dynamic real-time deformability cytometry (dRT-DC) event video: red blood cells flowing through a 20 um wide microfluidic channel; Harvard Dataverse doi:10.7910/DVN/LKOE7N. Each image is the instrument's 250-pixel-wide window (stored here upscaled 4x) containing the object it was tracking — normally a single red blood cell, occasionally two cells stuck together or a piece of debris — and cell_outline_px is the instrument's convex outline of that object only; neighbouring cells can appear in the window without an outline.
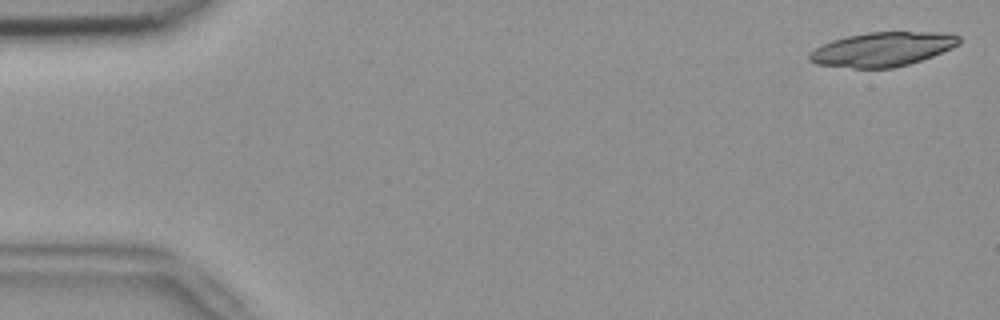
{"species": "common noctule bat (a hibernating species)", "species_latin": "Nyctalus noctula", "temperature_condition": "room temperature", "stored_images_in_passage": 9, "camera_frame_rate_fps": 3000, "um_per_image_px": 0.085, "animal": {"sex": "female", "body_mass_g": 18.4}, "frame": {"image": 1, "passage_image": 2, "time_ms": 0.333, "image_size_px": [1000, 320], "cell_outline_px": [[960, 44], [952, 48], [932, 56], [908, 64], [892, 68], [852, 68], [816, 64], [808, 60], [808, 56], [820, 44], [844, 36], [868, 32], [948, 32], [960, 36]], "centroid_in_image_um": [75.01, 4.17], "position_along_channel_um": 10.0, "area_um2": 30.0}}